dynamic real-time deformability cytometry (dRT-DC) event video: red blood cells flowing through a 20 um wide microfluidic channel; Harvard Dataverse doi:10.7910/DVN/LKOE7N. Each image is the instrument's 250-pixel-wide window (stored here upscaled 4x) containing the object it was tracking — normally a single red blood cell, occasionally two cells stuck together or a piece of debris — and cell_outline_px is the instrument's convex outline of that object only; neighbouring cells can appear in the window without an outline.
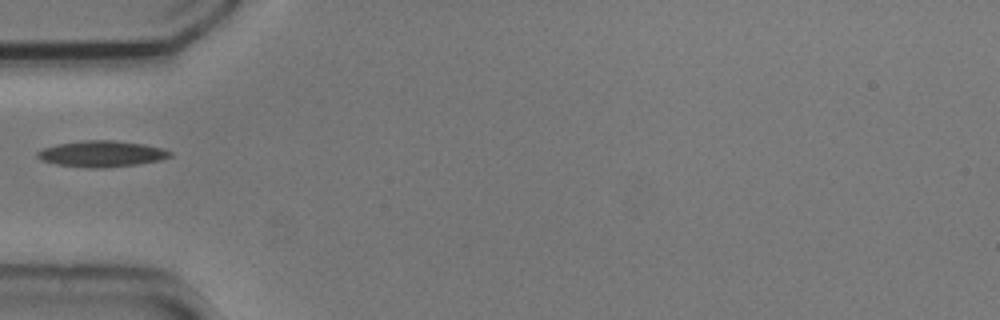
{"species": "common noctule bat (a hibernating species)", "species_latin": "Nyctalus noctula", "temperature_condition": "cold", "stored_images_in_passage": 37, "camera_frame_rate_fps": 3000, "um_per_image_px": 0.085, "animal": {"sex": "male", "body_mass_g": 20.5, "forearm_length_mm": 52.5}, "frame": {"image": 1, "passage_image": 1, "time_ms": 0.0, "image_size_px": [1000, 320], "cell_outline_px": [[172, 156], [160, 160], [136, 164], [104, 168], [88, 168], [56, 164], [40, 160], [36, 156], [36, 152], [44, 148], [56, 144], [84, 140], [112, 140], [144, 144], [164, 148], [172, 152]], "centroid_in_image_um": [8.63, 13.07], "position_along_channel_um": 76.4, "area_um2": 20.29}}
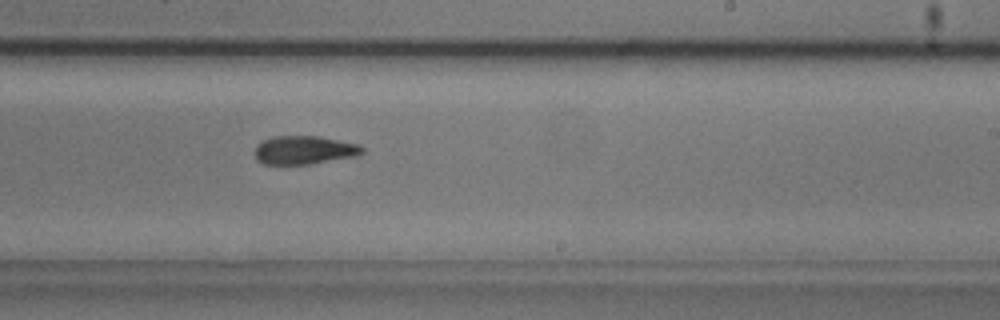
{"frame": {"image": 2, "passage_image": 16, "time_ms": 5.0, "image_size_px": [1000, 320], "cell_outline_px": [[364, 152], [356, 156], [308, 164], [264, 164], [256, 160], [256, 144], [260, 140], [276, 136], [320, 136], [360, 144], [364, 148]], "centroid_in_image_um": [25.86, 12.74], "position_along_channel_um": 263.1, "area_um2": 17.92}}
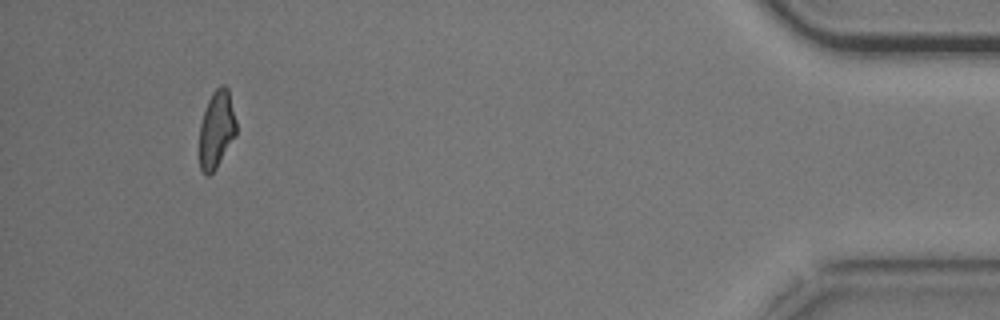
{"frame": {"image": 3, "passage_image": 34, "time_ms": 11.0, "image_size_px": [1000, 320], "cell_outline_px": [[236, 136], [216, 168], [208, 176], [204, 176], [200, 168], [200, 124], [208, 100], [212, 92], [220, 84], [224, 84], [228, 88], [236, 120]], "centroid_in_image_um": [18.41, 10.99], "position_along_channel_um": 416.8, "area_um2": 16.7}}